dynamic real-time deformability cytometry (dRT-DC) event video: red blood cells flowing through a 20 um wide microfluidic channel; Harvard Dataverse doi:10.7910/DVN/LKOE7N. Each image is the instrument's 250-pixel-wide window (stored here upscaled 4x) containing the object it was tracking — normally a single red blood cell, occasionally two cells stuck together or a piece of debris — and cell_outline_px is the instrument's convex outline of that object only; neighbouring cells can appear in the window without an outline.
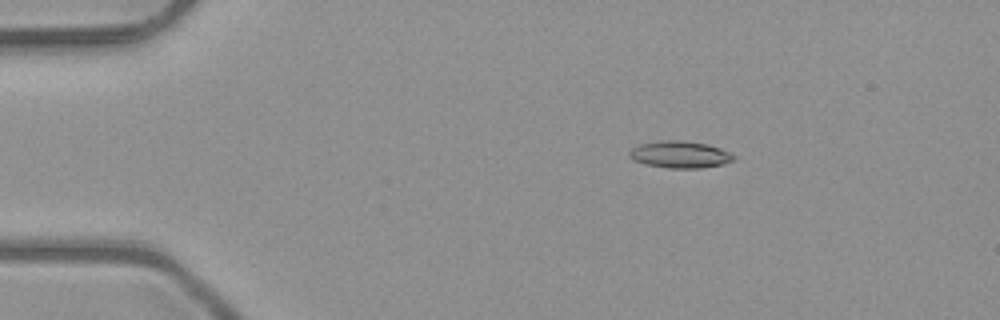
{"species": "common noctule bat (a hibernating species)", "species_latin": "Nyctalus noctula", "temperature_condition": "room temperature", "stored_images_in_passage": 4, "camera_frame_rate_fps": 3000, "um_per_image_px": 0.085, "animal": {"sex": "male", "body_mass_g": 23.1, "forearm_length_mm": 52.7}, "frame": {"image": 1, "passage_image": 2, "time_ms": 0.333, "image_size_px": [1000, 320], "cell_outline_px": [[736, 160], [724, 164], [700, 168], [668, 168], [644, 164], [628, 156], [628, 152], [632, 148], [640, 144], [656, 140], [680, 140], [708, 144], [720, 148], [736, 156]], "centroid_in_image_um": [57.81, 13.13], "position_along_channel_um": 27.2, "area_um2": 16.53}}
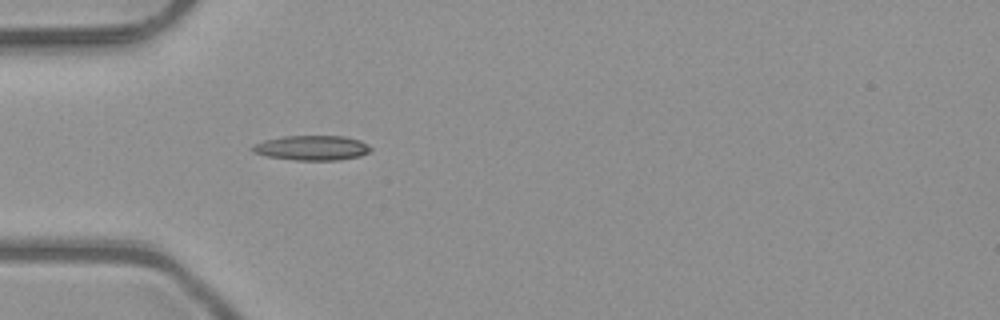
{"frame": {"image": 2, "passage_image": 4, "time_ms": 1.0, "image_size_px": [1000, 320], "cell_outline_px": [[372, 148], [368, 152], [360, 156], [336, 160], [296, 160], [268, 156], [252, 152], [248, 148], [252, 144], [264, 140], [284, 136], [344, 136], [360, 140], [368, 144]], "centroid_in_image_um": [26.47, 12.56], "position_along_channel_um": 58.5, "area_um2": 17.17}}